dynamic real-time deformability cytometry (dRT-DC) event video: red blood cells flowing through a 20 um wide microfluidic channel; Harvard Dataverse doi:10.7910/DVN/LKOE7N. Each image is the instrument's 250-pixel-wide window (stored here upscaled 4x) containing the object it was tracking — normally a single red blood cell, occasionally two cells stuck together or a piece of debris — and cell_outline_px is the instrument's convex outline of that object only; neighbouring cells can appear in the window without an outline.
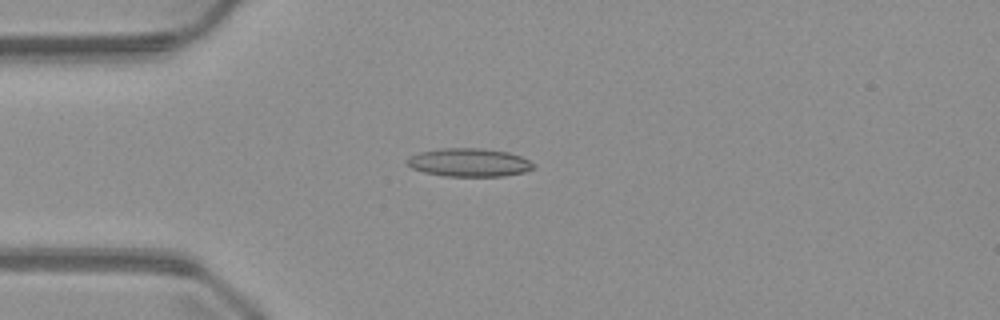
{"species": "common noctule bat (a hibernating species)", "species_latin": "Nyctalus noctula", "temperature_condition": "warm", "stored_images_in_passage": 6, "camera_frame_rate_fps": 3000, "um_per_image_px": 0.085, "animal": {"sex": "male", "body_mass_g": 23.1, "forearm_length_mm": 52.7}, "frame": {"image": 1, "passage_image": 1, "time_ms": 0.0, "image_size_px": [1000, 320], "cell_outline_px": [[536, 168], [524, 172], [504, 176], [444, 176], [424, 172], [412, 168], [408, 164], [408, 156], [420, 152], [440, 148], [484, 148], [508, 152], [520, 156], [536, 164]], "centroid_in_image_um": [39.91, 13.81], "position_along_channel_um": 45.1, "area_um2": 20.92}}
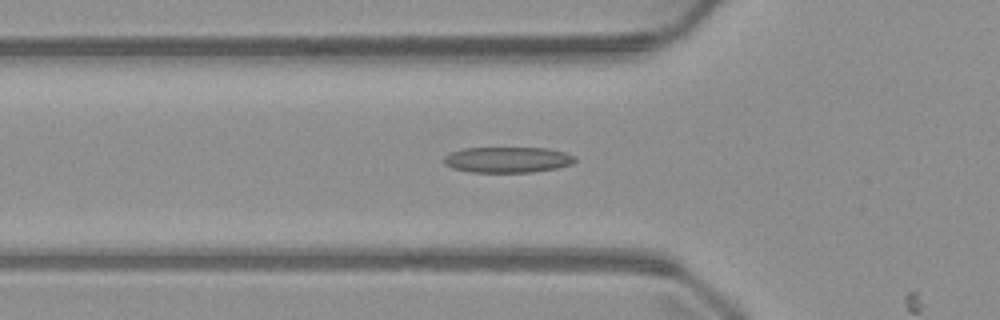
{"frame": {"image": 2, "passage_image": 5, "time_ms": 1.333, "image_size_px": [1000, 320], "cell_outline_px": [[576, 160], [572, 164], [556, 168], [532, 172], [472, 172], [452, 168], [444, 164], [444, 156], [452, 152], [464, 148], [548, 148], [564, 152], [576, 156]], "centroid_in_image_um": [43.15, 13.57], "position_along_channel_um": 82.6, "area_um2": 19.65}}